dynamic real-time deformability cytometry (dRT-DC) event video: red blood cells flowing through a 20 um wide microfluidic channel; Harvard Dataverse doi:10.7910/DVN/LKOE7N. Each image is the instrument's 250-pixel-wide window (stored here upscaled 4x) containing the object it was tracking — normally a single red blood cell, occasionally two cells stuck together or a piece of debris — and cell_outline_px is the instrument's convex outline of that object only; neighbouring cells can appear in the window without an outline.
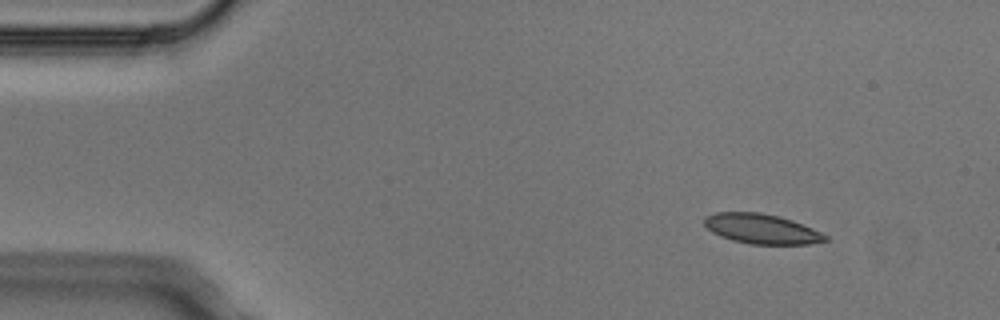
{"species": "Egyptian fruit bat (a non-hibernating species)", "species_latin": "Rousettus aegyptiacus", "temperature_condition": "cold", "stored_images_in_passage": 5, "camera_frame_rate_fps": 3000, "um_per_image_px": 0.085, "animal": {"sex": "male"}, "frame": {"image": 1, "passage_image": 1, "time_ms": 0.0, "image_size_px": [1000, 320], "cell_outline_px": [[828, 240], [808, 244], [752, 244], [732, 240], [720, 236], [712, 232], [704, 224], [704, 216], [716, 212], [760, 212], [780, 216], [792, 220], [812, 228], [828, 236]], "centroid_in_image_um": [64.72, 19.44], "position_along_channel_um": 20.3, "area_um2": 21.04}}
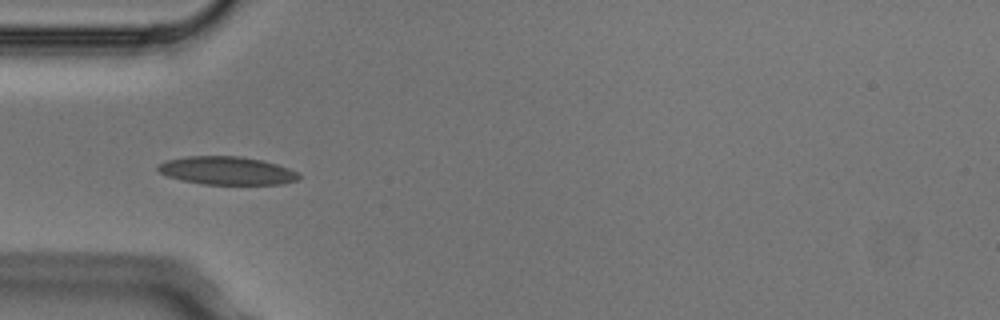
{"frame": {"image": 2, "passage_image": 4, "time_ms": 1.0, "image_size_px": [1000, 320], "cell_outline_px": [[300, 180], [284, 184], [204, 184], [180, 180], [168, 176], [160, 172], [156, 168], [156, 164], [164, 160], [184, 156], [240, 156], [264, 160], [288, 168], [296, 172], [300, 176]], "centroid_in_image_um": [19.25, 14.5], "position_along_channel_um": 65.7, "area_um2": 23.35}}
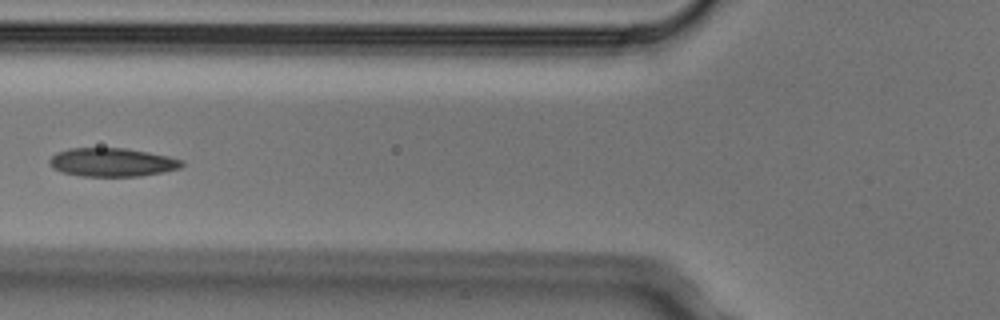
{"frame": {"image": 3, "passage_image": 5, "time_ms": 1.333, "image_size_px": [1000, 320], "cell_outline_px": [[184, 164], [180, 168], [140, 176], [80, 176], [60, 172], [52, 168], [48, 160], [56, 152], [68, 148], [124, 148], [148, 152], [168, 156], [184, 160]], "centroid_in_image_um": [9.49, 13.79], "position_along_channel_um": 116.3, "area_um2": 22.08}}